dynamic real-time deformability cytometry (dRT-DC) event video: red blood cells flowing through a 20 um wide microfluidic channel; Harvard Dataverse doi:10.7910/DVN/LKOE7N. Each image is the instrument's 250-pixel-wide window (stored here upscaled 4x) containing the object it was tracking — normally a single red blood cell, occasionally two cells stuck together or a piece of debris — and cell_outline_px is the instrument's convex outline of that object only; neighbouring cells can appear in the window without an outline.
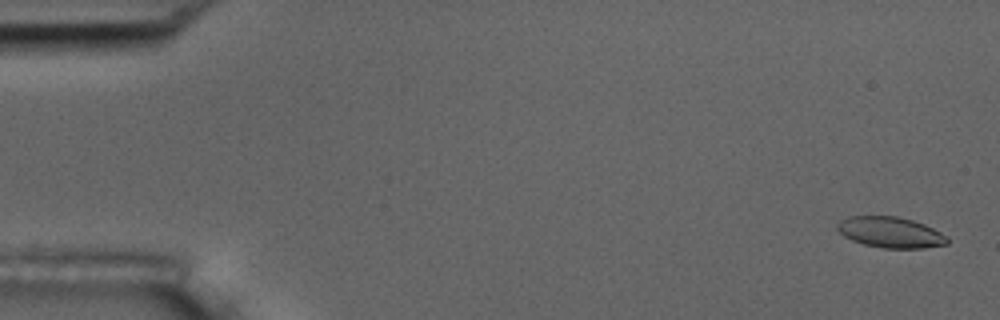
{"species": "common noctule bat (a hibernating species)", "species_latin": "Nyctalus noctula", "temperature_condition": "room temperature", "stored_images_in_passage": 10, "camera_frame_rate_fps": 3000, "um_per_image_px": 0.085, "animal": {"sex": "male", "body_mass_g": 17.5, "forearm_length_mm": 52.3}, "frame": {"image": 1, "passage_image": 1, "time_ms": 0.0, "image_size_px": [1000, 320], "cell_outline_px": [[948, 244], [924, 248], [884, 248], [864, 244], [852, 240], [844, 236], [836, 228], [836, 224], [840, 220], [848, 216], [896, 216], [912, 220], [924, 224], [948, 236]], "centroid_in_image_um": [75.68, 19.74], "position_along_channel_um": 9.3, "area_um2": 19.77}}